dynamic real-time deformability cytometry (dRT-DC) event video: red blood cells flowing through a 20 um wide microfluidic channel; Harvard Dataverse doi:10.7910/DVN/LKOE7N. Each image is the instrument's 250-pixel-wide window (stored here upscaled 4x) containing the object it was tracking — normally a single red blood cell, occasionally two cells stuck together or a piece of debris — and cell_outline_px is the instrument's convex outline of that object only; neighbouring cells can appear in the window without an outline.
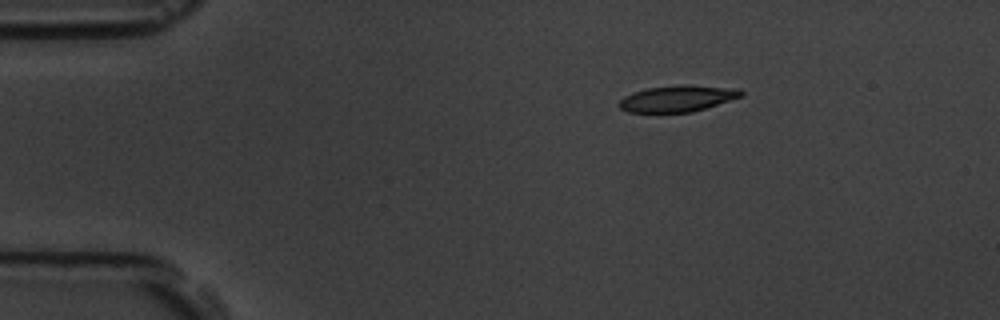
{"species": "common noctule bat (a hibernating species)", "species_latin": "Nyctalus noctula", "temperature_condition": "room temperature", "stored_images_in_passage": 2, "camera_frame_rate_fps": 3000, "um_per_image_px": 0.085, "animal": {"sex": "male", "body_mass_g": 19.5, "forearm_length_mm": 54.6}, "frame": {"image": 1, "passage_image": 1, "time_ms": 0.0, "image_size_px": [1000, 320], "cell_outline_px": [[744, 96], [692, 112], [628, 112], [620, 108], [620, 100], [624, 96], [632, 92], [648, 88], [684, 84], [688, 84], [740, 88], [744, 92]], "centroid_in_image_um": [57.65, 8.36], "position_along_channel_um": 27.4, "area_um2": 18.84}}